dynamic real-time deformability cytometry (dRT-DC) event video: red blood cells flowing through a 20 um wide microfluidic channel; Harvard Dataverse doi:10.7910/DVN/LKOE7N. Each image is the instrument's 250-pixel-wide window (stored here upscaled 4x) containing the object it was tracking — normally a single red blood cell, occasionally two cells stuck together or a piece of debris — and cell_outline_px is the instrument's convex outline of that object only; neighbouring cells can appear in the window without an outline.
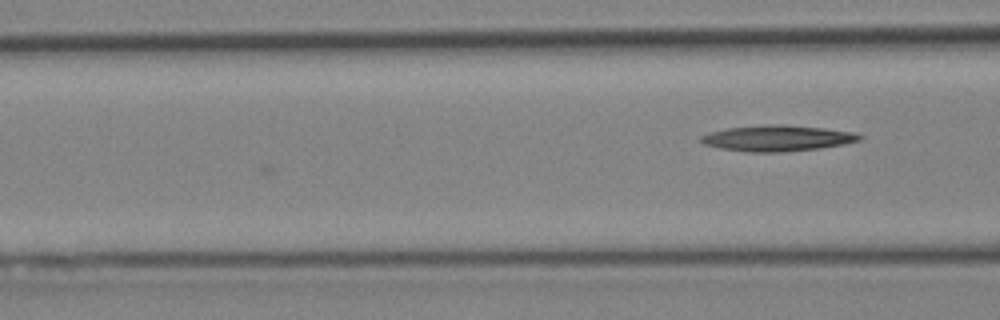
{"species": "Egyptian fruit bat (a non-hibernating species)", "species_latin": "Rousettus aegyptiacus", "temperature_condition": "cold", "stored_images_in_passage": 5, "camera_frame_rate_fps": 3000, "um_per_image_px": 0.085, "animal": {"sex": "female"}, "frame": {"image": 1, "passage_image": 5, "time_ms": 1.333, "image_size_px": [1000, 320], "cell_outline_px": [[864, 140], [844, 144], [820, 148], [784, 152], [748, 152], [720, 148], [704, 144], [700, 140], [700, 136], [712, 132], [728, 128], [768, 124], [780, 124], [824, 128], [852, 132], [864, 136]], "centroid_in_image_um": [66.12, 11.75], "position_along_channel_um": 100.5, "area_um2": 23.93}}